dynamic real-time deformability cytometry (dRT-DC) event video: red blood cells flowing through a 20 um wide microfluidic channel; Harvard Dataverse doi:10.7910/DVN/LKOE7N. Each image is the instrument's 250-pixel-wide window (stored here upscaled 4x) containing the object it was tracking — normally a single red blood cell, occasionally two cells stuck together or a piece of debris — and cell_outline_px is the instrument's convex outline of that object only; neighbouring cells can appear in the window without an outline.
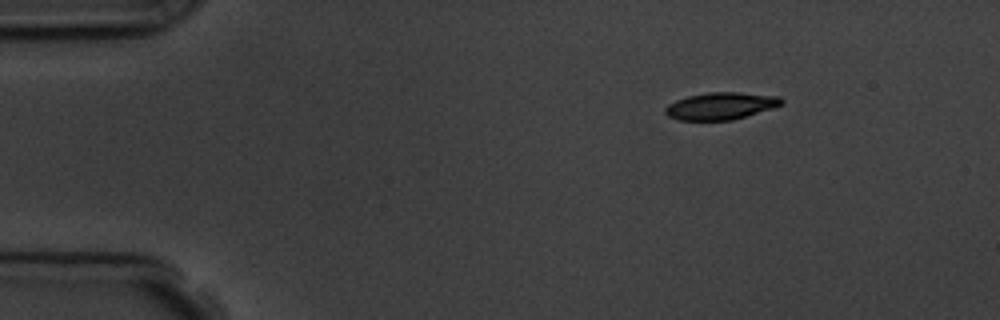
{"species": "common noctule bat (a hibernating species)", "species_latin": "Nyctalus noctula", "temperature_condition": "room temperature", "stored_images_in_passage": 5, "segment_of_instrument_passage": [2, 2], "camera_frame_rate_fps": 3000, "um_per_image_px": 0.085, "animal": {"sex": "male", "body_mass_g": 19.5, "forearm_length_mm": 54.6}, "frame": {"image": 1, "passage_image": 5, "time_ms": 5.667, "image_size_px": [1000, 320], "cell_outline_px": [[784, 104], [772, 108], [732, 120], [676, 120], [668, 116], [664, 112], [664, 108], [668, 104], [676, 100], [688, 96], [708, 92], [736, 92], [780, 96], [784, 100]], "centroid_in_image_um": [61.26, 9.0], "position_along_channel_um": 23.7, "area_um2": 18.44}}